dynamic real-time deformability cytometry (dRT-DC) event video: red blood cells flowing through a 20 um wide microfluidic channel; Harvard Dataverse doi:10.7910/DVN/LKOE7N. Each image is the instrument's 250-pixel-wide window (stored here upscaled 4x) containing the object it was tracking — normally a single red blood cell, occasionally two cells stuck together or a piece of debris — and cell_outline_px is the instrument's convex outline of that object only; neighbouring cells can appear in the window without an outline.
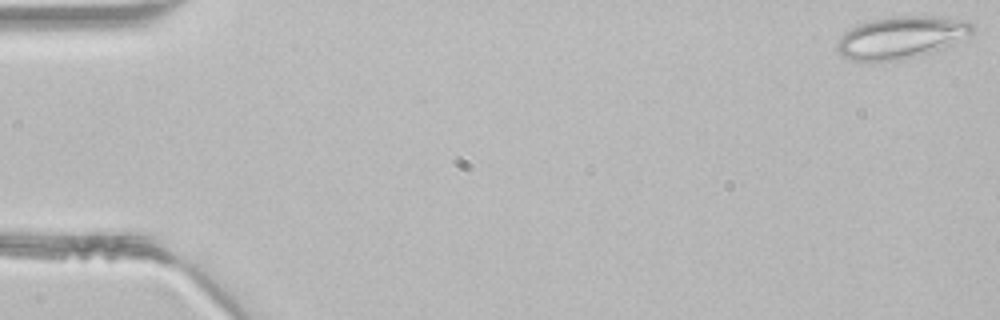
{"species": "common noctule bat (a hibernating species)", "species_latin": "Nyctalus noctula", "temperature_condition": "room temperature", "stored_images_in_passage": 46, "segment_of_instrument_passage": [1, 2], "camera_frame_rate_fps": 3000, "um_per_image_px": 0.085, "animal": {"sex": "male", "body_mass_g": 21.5, "forearm_length_mm": 52.0}, "frame": {"image": 1, "passage_image": 1, "time_ms": 0.0, "image_size_px": [1000, 320], "cell_outline_px": [[976, 28], [968, 36], [928, 52], [896, 60], [852, 60], [844, 56], [836, 48], [836, 44], [840, 36], [844, 32], [860, 24], [884, 16], [940, 16], [968, 20]], "centroid_in_image_um": [76.6, 3.13], "position_along_channel_um": 8.4, "area_um2": 32.6}}
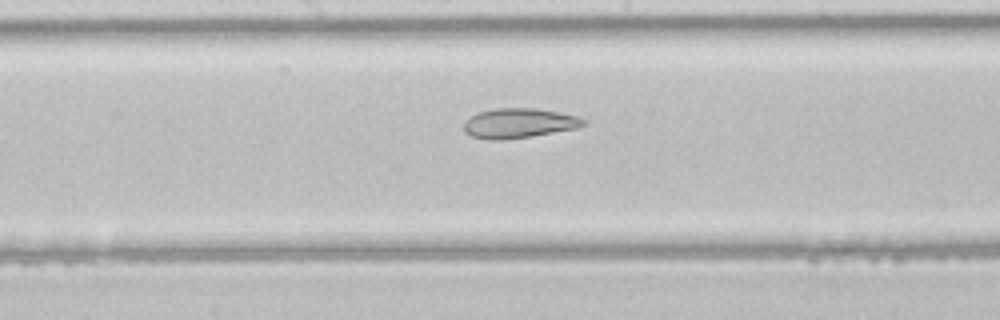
{"frame": {"image": 2, "passage_image": 24, "time_ms": 7.667, "image_size_px": [1000, 320], "cell_outline_px": [[584, 124], [576, 128], [532, 136], [500, 140], [492, 140], [472, 136], [464, 132], [464, 124], [476, 112], [496, 108], [536, 108], [576, 116], [584, 120]], "centroid_in_image_um": [44.06, 10.47], "position_along_channel_um": 204.1, "area_um2": 20.4}}
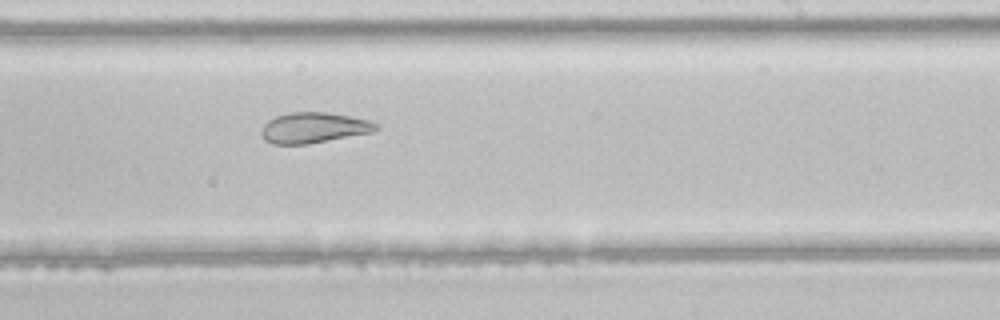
{"frame": {"image": 3, "passage_image": 28, "time_ms": 9.0, "image_size_px": [1000, 320], "cell_outline_px": [[380, 128], [372, 132], [308, 144], [272, 144], [264, 140], [260, 132], [264, 124], [268, 120], [276, 116], [288, 112], [328, 112], [368, 120], [380, 124]], "centroid_in_image_um": [26.65, 10.85], "position_along_channel_um": 262.3, "area_um2": 20.52}}